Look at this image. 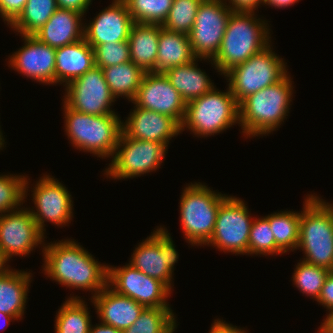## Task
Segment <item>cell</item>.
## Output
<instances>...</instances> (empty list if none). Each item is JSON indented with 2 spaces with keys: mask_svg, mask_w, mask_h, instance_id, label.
<instances>
[{
  "mask_svg": "<svg viewBox=\"0 0 333 333\" xmlns=\"http://www.w3.org/2000/svg\"><path fill=\"white\" fill-rule=\"evenodd\" d=\"M239 121V103L230 88L221 91L215 87L206 94L186 103V114L181 134L190 130L196 137L218 135Z\"/></svg>",
  "mask_w": 333,
  "mask_h": 333,
  "instance_id": "52a82bcc",
  "label": "cell"
},
{
  "mask_svg": "<svg viewBox=\"0 0 333 333\" xmlns=\"http://www.w3.org/2000/svg\"><path fill=\"white\" fill-rule=\"evenodd\" d=\"M108 286L146 308H171L168 298L172 291L163 282L147 276L129 263L122 267L108 265Z\"/></svg>",
  "mask_w": 333,
  "mask_h": 333,
  "instance_id": "5bb4252c",
  "label": "cell"
},
{
  "mask_svg": "<svg viewBox=\"0 0 333 333\" xmlns=\"http://www.w3.org/2000/svg\"><path fill=\"white\" fill-rule=\"evenodd\" d=\"M229 196L201 182L184 186L179 202V219L188 245L201 247L209 242L220 205Z\"/></svg>",
  "mask_w": 333,
  "mask_h": 333,
  "instance_id": "8992f818",
  "label": "cell"
},
{
  "mask_svg": "<svg viewBox=\"0 0 333 333\" xmlns=\"http://www.w3.org/2000/svg\"><path fill=\"white\" fill-rule=\"evenodd\" d=\"M225 1H226L225 3L233 12H257L258 8L263 3V0H225Z\"/></svg>",
  "mask_w": 333,
  "mask_h": 333,
  "instance_id": "60d3db41",
  "label": "cell"
},
{
  "mask_svg": "<svg viewBox=\"0 0 333 333\" xmlns=\"http://www.w3.org/2000/svg\"><path fill=\"white\" fill-rule=\"evenodd\" d=\"M177 317L172 308H145L123 333H175Z\"/></svg>",
  "mask_w": 333,
  "mask_h": 333,
  "instance_id": "1f68e13d",
  "label": "cell"
},
{
  "mask_svg": "<svg viewBox=\"0 0 333 333\" xmlns=\"http://www.w3.org/2000/svg\"><path fill=\"white\" fill-rule=\"evenodd\" d=\"M46 237L27 207L0 215V251L9 262L14 256L26 257L38 246L43 248Z\"/></svg>",
  "mask_w": 333,
  "mask_h": 333,
  "instance_id": "2e32d148",
  "label": "cell"
},
{
  "mask_svg": "<svg viewBox=\"0 0 333 333\" xmlns=\"http://www.w3.org/2000/svg\"><path fill=\"white\" fill-rule=\"evenodd\" d=\"M167 149L162 143L130 138L121 132L111 163L103 170V175L113 180H126L155 172L166 159Z\"/></svg>",
  "mask_w": 333,
  "mask_h": 333,
  "instance_id": "9c48e42d",
  "label": "cell"
},
{
  "mask_svg": "<svg viewBox=\"0 0 333 333\" xmlns=\"http://www.w3.org/2000/svg\"><path fill=\"white\" fill-rule=\"evenodd\" d=\"M329 272L326 268L306 263L300 259L295 266L291 280L299 292L316 301Z\"/></svg>",
  "mask_w": 333,
  "mask_h": 333,
  "instance_id": "d6a6232c",
  "label": "cell"
},
{
  "mask_svg": "<svg viewBox=\"0 0 333 333\" xmlns=\"http://www.w3.org/2000/svg\"><path fill=\"white\" fill-rule=\"evenodd\" d=\"M284 253L276 246L269 221L261 216L254 217L248 243V256H276Z\"/></svg>",
  "mask_w": 333,
  "mask_h": 333,
  "instance_id": "e575fe53",
  "label": "cell"
},
{
  "mask_svg": "<svg viewBox=\"0 0 333 333\" xmlns=\"http://www.w3.org/2000/svg\"><path fill=\"white\" fill-rule=\"evenodd\" d=\"M15 321L16 319L13 316H10L6 313L0 312V330L10 325V322Z\"/></svg>",
  "mask_w": 333,
  "mask_h": 333,
  "instance_id": "7dc6e473",
  "label": "cell"
},
{
  "mask_svg": "<svg viewBox=\"0 0 333 333\" xmlns=\"http://www.w3.org/2000/svg\"><path fill=\"white\" fill-rule=\"evenodd\" d=\"M317 333H331L322 324L319 326Z\"/></svg>",
  "mask_w": 333,
  "mask_h": 333,
  "instance_id": "f907efd6",
  "label": "cell"
},
{
  "mask_svg": "<svg viewBox=\"0 0 333 333\" xmlns=\"http://www.w3.org/2000/svg\"><path fill=\"white\" fill-rule=\"evenodd\" d=\"M90 300L100 322L121 331L133 325L146 308L132 298L116 293L108 285Z\"/></svg>",
  "mask_w": 333,
  "mask_h": 333,
  "instance_id": "44dd1931",
  "label": "cell"
},
{
  "mask_svg": "<svg viewBox=\"0 0 333 333\" xmlns=\"http://www.w3.org/2000/svg\"><path fill=\"white\" fill-rule=\"evenodd\" d=\"M199 60L209 61V59L195 58L189 63L170 68L164 72L169 82L186 103L206 94L215 87L205 70L199 68Z\"/></svg>",
  "mask_w": 333,
  "mask_h": 333,
  "instance_id": "d4e9b609",
  "label": "cell"
},
{
  "mask_svg": "<svg viewBox=\"0 0 333 333\" xmlns=\"http://www.w3.org/2000/svg\"><path fill=\"white\" fill-rule=\"evenodd\" d=\"M5 137L3 136V132L1 130V126H0V150H3L2 148H5Z\"/></svg>",
  "mask_w": 333,
  "mask_h": 333,
  "instance_id": "681fc988",
  "label": "cell"
},
{
  "mask_svg": "<svg viewBox=\"0 0 333 333\" xmlns=\"http://www.w3.org/2000/svg\"><path fill=\"white\" fill-rule=\"evenodd\" d=\"M249 210L244 200L230 195L220 205L214 231L206 245L224 253L248 255L249 234L254 220Z\"/></svg>",
  "mask_w": 333,
  "mask_h": 333,
  "instance_id": "8fae6325",
  "label": "cell"
},
{
  "mask_svg": "<svg viewBox=\"0 0 333 333\" xmlns=\"http://www.w3.org/2000/svg\"><path fill=\"white\" fill-rule=\"evenodd\" d=\"M27 0H0V17L8 27L23 12Z\"/></svg>",
  "mask_w": 333,
  "mask_h": 333,
  "instance_id": "f35d334b",
  "label": "cell"
},
{
  "mask_svg": "<svg viewBox=\"0 0 333 333\" xmlns=\"http://www.w3.org/2000/svg\"><path fill=\"white\" fill-rule=\"evenodd\" d=\"M93 51L95 65L100 68L131 61L128 41L97 45Z\"/></svg>",
  "mask_w": 333,
  "mask_h": 333,
  "instance_id": "74e56055",
  "label": "cell"
},
{
  "mask_svg": "<svg viewBox=\"0 0 333 333\" xmlns=\"http://www.w3.org/2000/svg\"><path fill=\"white\" fill-rule=\"evenodd\" d=\"M134 23L160 24L166 20L173 0H123Z\"/></svg>",
  "mask_w": 333,
  "mask_h": 333,
  "instance_id": "836d02e7",
  "label": "cell"
},
{
  "mask_svg": "<svg viewBox=\"0 0 333 333\" xmlns=\"http://www.w3.org/2000/svg\"><path fill=\"white\" fill-rule=\"evenodd\" d=\"M111 94L131 102L138 91L146 72L132 61L102 68ZM123 96V97H122Z\"/></svg>",
  "mask_w": 333,
  "mask_h": 333,
  "instance_id": "83f0119b",
  "label": "cell"
},
{
  "mask_svg": "<svg viewBox=\"0 0 333 333\" xmlns=\"http://www.w3.org/2000/svg\"><path fill=\"white\" fill-rule=\"evenodd\" d=\"M94 62L93 48L83 38L72 44L56 48L55 84L65 87L89 71Z\"/></svg>",
  "mask_w": 333,
  "mask_h": 333,
  "instance_id": "603a6c76",
  "label": "cell"
},
{
  "mask_svg": "<svg viewBox=\"0 0 333 333\" xmlns=\"http://www.w3.org/2000/svg\"><path fill=\"white\" fill-rule=\"evenodd\" d=\"M326 317L323 319V323H321L328 331L333 333V310L326 312Z\"/></svg>",
  "mask_w": 333,
  "mask_h": 333,
  "instance_id": "bcb514c9",
  "label": "cell"
},
{
  "mask_svg": "<svg viewBox=\"0 0 333 333\" xmlns=\"http://www.w3.org/2000/svg\"><path fill=\"white\" fill-rule=\"evenodd\" d=\"M9 261L4 257V255L0 251V276H2L6 271H8L11 267Z\"/></svg>",
  "mask_w": 333,
  "mask_h": 333,
  "instance_id": "c3c4849f",
  "label": "cell"
},
{
  "mask_svg": "<svg viewBox=\"0 0 333 333\" xmlns=\"http://www.w3.org/2000/svg\"><path fill=\"white\" fill-rule=\"evenodd\" d=\"M332 209H333V202L330 203V202H326Z\"/></svg>",
  "mask_w": 333,
  "mask_h": 333,
  "instance_id": "816d5d0a",
  "label": "cell"
},
{
  "mask_svg": "<svg viewBox=\"0 0 333 333\" xmlns=\"http://www.w3.org/2000/svg\"><path fill=\"white\" fill-rule=\"evenodd\" d=\"M83 16L73 10L58 8L33 36L55 49L72 44L84 38Z\"/></svg>",
  "mask_w": 333,
  "mask_h": 333,
  "instance_id": "7402d4cb",
  "label": "cell"
},
{
  "mask_svg": "<svg viewBox=\"0 0 333 333\" xmlns=\"http://www.w3.org/2000/svg\"><path fill=\"white\" fill-rule=\"evenodd\" d=\"M32 275L27 270L10 268L0 276V312L13 316L16 321L23 319Z\"/></svg>",
  "mask_w": 333,
  "mask_h": 333,
  "instance_id": "cb8c5ba5",
  "label": "cell"
},
{
  "mask_svg": "<svg viewBox=\"0 0 333 333\" xmlns=\"http://www.w3.org/2000/svg\"><path fill=\"white\" fill-rule=\"evenodd\" d=\"M202 0H173L172 7L162 27L169 31L189 34Z\"/></svg>",
  "mask_w": 333,
  "mask_h": 333,
  "instance_id": "d590c367",
  "label": "cell"
},
{
  "mask_svg": "<svg viewBox=\"0 0 333 333\" xmlns=\"http://www.w3.org/2000/svg\"><path fill=\"white\" fill-rule=\"evenodd\" d=\"M299 0H263L262 6L274 7L275 9L288 8V6H293L295 3H298Z\"/></svg>",
  "mask_w": 333,
  "mask_h": 333,
  "instance_id": "ee69618b",
  "label": "cell"
},
{
  "mask_svg": "<svg viewBox=\"0 0 333 333\" xmlns=\"http://www.w3.org/2000/svg\"><path fill=\"white\" fill-rule=\"evenodd\" d=\"M135 106L173 118L180 126L186 114V102L164 73L146 72L135 98Z\"/></svg>",
  "mask_w": 333,
  "mask_h": 333,
  "instance_id": "e0dca14e",
  "label": "cell"
},
{
  "mask_svg": "<svg viewBox=\"0 0 333 333\" xmlns=\"http://www.w3.org/2000/svg\"><path fill=\"white\" fill-rule=\"evenodd\" d=\"M161 28L160 24L134 23L130 29L131 61L145 72L155 70Z\"/></svg>",
  "mask_w": 333,
  "mask_h": 333,
  "instance_id": "484cf974",
  "label": "cell"
},
{
  "mask_svg": "<svg viewBox=\"0 0 333 333\" xmlns=\"http://www.w3.org/2000/svg\"><path fill=\"white\" fill-rule=\"evenodd\" d=\"M30 178L26 175L24 181V199L31 195L34 207L28 209L33 215L38 229L45 235V223L50 222L57 227H64L70 224L73 216V198L68 188L53 176L45 173L34 184L29 185ZM36 210H35V209Z\"/></svg>",
  "mask_w": 333,
  "mask_h": 333,
  "instance_id": "30bf717a",
  "label": "cell"
},
{
  "mask_svg": "<svg viewBox=\"0 0 333 333\" xmlns=\"http://www.w3.org/2000/svg\"><path fill=\"white\" fill-rule=\"evenodd\" d=\"M247 329L239 328L237 326H233L231 323H227L222 319H214L213 324H211V328L209 333H247Z\"/></svg>",
  "mask_w": 333,
  "mask_h": 333,
  "instance_id": "7bdbcfd3",
  "label": "cell"
},
{
  "mask_svg": "<svg viewBox=\"0 0 333 333\" xmlns=\"http://www.w3.org/2000/svg\"><path fill=\"white\" fill-rule=\"evenodd\" d=\"M84 23V39L92 48L106 43L128 41L134 24L123 0H113L89 23Z\"/></svg>",
  "mask_w": 333,
  "mask_h": 333,
  "instance_id": "d6986e66",
  "label": "cell"
},
{
  "mask_svg": "<svg viewBox=\"0 0 333 333\" xmlns=\"http://www.w3.org/2000/svg\"><path fill=\"white\" fill-rule=\"evenodd\" d=\"M187 34L160 29L158 54L154 73H164L170 68L181 66L194 60Z\"/></svg>",
  "mask_w": 333,
  "mask_h": 333,
  "instance_id": "4316f807",
  "label": "cell"
},
{
  "mask_svg": "<svg viewBox=\"0 0 333 333\" xmlns=\"http://www.w3.org/2000/svg\"><path fill=\"white\" fill-rule=\"evenodd\" d=\"M133 250L129 264L144 274L163 282L173 291L174 267L179 259L168 229L158 226Z\"/></svg>",
  "mask_w": 333,
  "mask_h": 333,
  "instance_id": "7c38bea8",
  "label": "cell"
},
{
  "mask_svg": "<svg viewBox=\"0 0 333 333\" xmlns=\"http://www.w3.org/2000/svg\"><path fill=\"white\" fill-rule=\"evenodd\" d=\"M225 0H202L188 34L196 58L212 60L219 48L232 10Z\"/></svg>",
  "mask_w": 333,
  "mask_h": 333,
  "instance_id": "4fadbf2b",
  "label": "cell"
},
{
  "mask_svg": "<svg viewBox=\"0 0 333 333\" xmlns=\"http://www.w3.org/2000/svg\"><path fill=\"white\" fill-rule=\"evenodd\" d=\"M45 277L69 289L90 291L91 298L108 285V264H101L75 239L44 243Z\"/></svg>",
  "mask_w": 333,
  "mask_h": 333,
  "instance_id": "6da1fadb",
  "label": "cell"
},
{
  "mask_svg": "<svg viewBox=\"0 0 333 333\" xmlns=\"http://www.w3.org/2000/svg\"><path fill=\"white\" fill-rule=\"evenodd\" d=\"M272 42L247 61L223 75L236 101L240 103L248 95L274 85L287 74V62L273 51Z\"/></svg>",
  "mask_w": 333,
  "mask_h": 333,
  "instance_id": "ba28073f",
  "label": "cell"
},
{
  "mask_svg": "<svg viewBox=\"0 0 333 333\" xmlns=\"http://www.w3.org/2000/svg\"><path fill=\"white\" fill-rule=\"evenodd\" d=\"M292 79L288 73L278 83L248 95L239 103V121L246 139L268 136L281 127L293 102Z\"/></svg>",
  "mask_w": 333,
  "mask_h": 333,
  "instance_id": "7a4b0ae2",
  "label": "cell"
},
{
  "mask_svg": "<svg viewBox=\"0 0 333 333\" xmlns=\"http://www.w3.org/2000/svg\"><path fill=\"white\" fill-rule=\"evenodd\" d=\"M89 333H123V331L118 330L113 326L103 324L99 321L96 325L91 324Z\"/></svg>",
  "mask_w": 333,
  "mask_h": 333,
  "instance_id": "f6af8a7d",
  "label": "cell"
},
{
  "mask_svg": "<svg viewBox=\"0 0 333 333\" xmlns=\"http://www.w3.org/2000/svg\"><path fill=\"white\" fill-rule=\"evenodd\" d=\"M57 9L56 0H27L23 12L9 28L17 35H34Z\"/></svg>",
  "mask_w": 333,
  "mask_h": 333,
  "instance_id": "4dcf8cb0",
  "label": "cell"
},
{
  "mask_svg": "<svg viewBox=\"0 0 333 333\" xmlns=\"http://www.w3.org/2000/svg\"><path fill=\"white\" fill-rule=\"evenodd\" d=\"M304 198L296 250L306 263L333 271V209L315 193Z\"/></svg>",
  "mask_w": 333,
  "mask_h": 333,
  "instance_id": "277c9868",
  "label": "cell"
},
{
  "mask_svg": "<svg viewBox=\"0 0 333 333\" xmlns=\"http://www.w3.org/2000/svg\"><path fill=\"white\" fill-rule=\"evenodd\" d=\"M87 302L70 294L55 315V333H89L92 324Z\"/></svg>",
  "mask_w": 333,
  "mask_h": 333,
  "instance_id": "f1b7e54d",
  "label": "cell"
},
{
  "mask_svg": "<svg viewBox=\"0 0 333 333\" xmlns=\"http://www.w3.org/2000/svg\"><path fill=\"white\" fill-rule=\"evenodd\" d=\"M58 8L73 10L86 14L93 0H56Z\"/></svg>",
  "mask_w": 333,
  "mask_h": 333,
  "instance_id": "b9f144b4",
  "label": "cell"
},
{
  "mask_svg": "<svg viewBox=\"0 0 333 333\" xmlns=\"http://www.w3.org/2000/svg\"><path fill=\"white\" fill-rule=\"evenodd\" d=\"M269 27L268 21L259 18L256 12L232 11L219 51L207 63L223 76L272 42Z\"/></svg>",
  "mask_w": 333,
  "mask_h": 333,
  "instance_id": "3957f363",
  "label": "cell"
},
{
  "mask_svg": "<svg viewBox=\"0 0 333 333\" xmlns=\"http://www.w3.org/2000/svg\"><path fill=\"white\" fill-rule=\"evenodd\" d=\"M61 109H64V132L75 149L88 152L97 158L113 157L122 132V119L118 114L81 113L64 103Z\"/></svg>",
  "mask_w": 333,
  "mask_h": 333,
  "instance_id": "5b68a950",
  "label": "cell"
},
{
  "mask_svg": "<svg viewBox=\"0 0 333 333\" xmlns=\"http://www.w3.org/2000/svg\"><path fill=\"white\" fill-rule=\"evenodd\" d=\"M127 119L122 120V133L130 138L155 141L167 148L172 137L181 134V126L171 117L133 106Z\"/></svg>",
  "mask_w": 333,
  "mask_h": 333,
  "instance_id": "ffe728a7",
  "label": "cell"
},
{
  "mask_svg": "<svg viewBox=\"0 0 333 333\" xmlns=\"http://www.w3.org/2000/svg\"><path fill=\"white\" fill-rule=\"evenodd\" d=\"M326 311L333 310V271L326 276L321 293L316 300Z\"/></svg>",
  "mask_w": 333,
  "mask_h": 333,
  "instance_id": "ab89813d",
  "label": "cell"
},
{
  "mask_svg": "<svg viewBox=\"0 0 333 333\" xmlns=\"http://www.w3.org/2000/svg\"><path fill=\"white\" fill-rule=\"evenodd\" d=\"M64 90L62 102L73 110L92 115L118 114L111 108L117 100L110 92L102 68L96 65Z\"/></svg>",
  "mask_w": 333,
  "mask_h": 333,
  "instance_id": "9a60e30c",
  "label": "cell"
},
{
  "mask_svg": "<svg viewBox=\"0 0 333 333\" xmlns=\"http://www.w3.org/2000/svg\"><path fill=\"white\" fill-rule=\"evenodd\" d=\"M264 217L269 221L276 246L285 254L296 251L299 241L301 211L280 210Z\"/></svg>",
  "mask_w": 333,
  "mask_h": 333,
  "instance_id": "f546056e",
  "label": "cell"
},
{
  "mask_svg": "<svg viewBox=\"0 0 333 333\" xmlns=\"http://www.w3.org/2000/svg\"><path fill=\"white\" fill-rule=\"evenodd\" d=\"M26 175H0V215L19 209L27 200L24 199V181Z\"/></svg>",
  "mask_w": 333,
  "mask_h": 333,
  "instance_id": "8d00e7d4",
  "label": "cell"
},
{
  "mask_svg": "<svg viewBox=\"0 0 333 333\" xmlns=\"http://www.w3.org/2000/svg\"><path fill=\"white\" fill-rule=\"evenodd\" d=\"M19 36L24 45L8 56V67L39 84L55 85L56 49L33 35Z\"/></svg>",
  "mask_w": 333,
  "mask_h": 333,
  "instance_id": "ac0fdd59",
  "label": "cell"
}]
</instances>
